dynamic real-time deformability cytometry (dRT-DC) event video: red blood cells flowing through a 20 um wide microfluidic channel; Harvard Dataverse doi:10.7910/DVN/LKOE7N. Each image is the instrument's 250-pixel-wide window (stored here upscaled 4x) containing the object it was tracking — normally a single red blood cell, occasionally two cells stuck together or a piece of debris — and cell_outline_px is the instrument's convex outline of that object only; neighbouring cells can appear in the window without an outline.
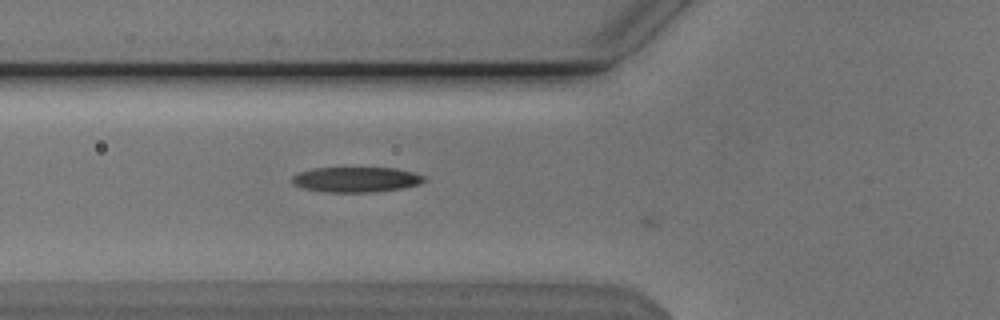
{"species": "Egyptian fruit bat (a non-hibernating species)", "species_latin": "Rousettus aegyptiacus", "temperature_condition": "cold", "stored_images_in_passage": 5, "camera_frame_rate_fps": 3000, "um_per_image_px": 0.085, "animal": {"sex": "male"}, "frame": {"image": 1, "passage_image": 4, "time_ms": 1.0, "image_size_px": [1000, 320], "cell_outline_px": [[428, 180], [420, 184], [404, 188], [376, 192], [324, 192], [304, 188], [292, 184], [292, 176], [300, 172], [312, 168], [396, 168], [412, 172], [424, 176]], "centroid_in_image_um": [30.3, 15.26], "position_along_channel_um": 95.5, "area_um2": 19.54}}